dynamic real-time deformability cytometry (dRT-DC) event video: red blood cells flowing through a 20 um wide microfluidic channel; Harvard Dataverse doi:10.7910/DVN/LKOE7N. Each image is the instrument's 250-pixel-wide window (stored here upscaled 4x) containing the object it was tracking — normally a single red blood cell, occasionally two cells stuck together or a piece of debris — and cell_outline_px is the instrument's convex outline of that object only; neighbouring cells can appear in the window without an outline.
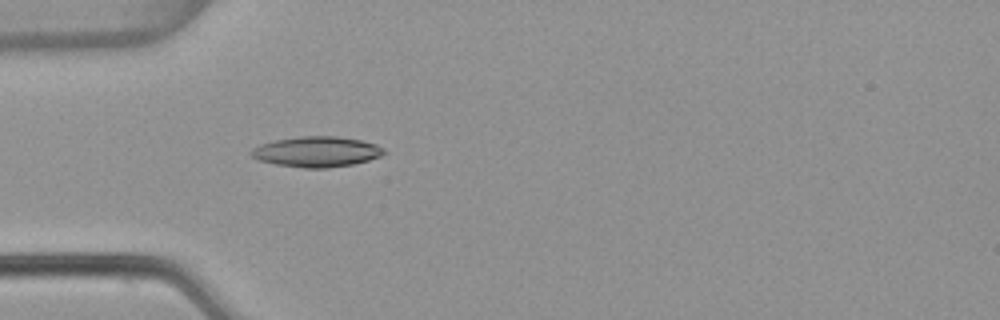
{"species": "common noctule bat (a hibernating species)", "species_latin": "Nyctalus noctula", "temperature_condition": "warm", "stored_images_in_passage": 4, "camera_frame_rate_fps": 3000, "um_per_image_px": 0.085, "animal": {"sex": "female", "body_mass_g": 22.7, "forearm_length_mm": 54.2}, "frame": {"image": 1, "passage_image": 4, "time_ms": 1.0, "image_size_px": [1000, 320], "cell_outline_px": [[388, 152], [380, 156], [368, 160], [352, 164], [328, 168], [304, 168], [276, 164], [260, 160], [252, 156], [248, 152], [252, 148], [260, 144], [276, 140], [300, 136], [336, 136], [360, 140], [376, 144], [384, 148]], "centroid_in_image_um": [26.92, 12.89], "position_along_channel_um": 58.1, "area_um2": 23.52}}